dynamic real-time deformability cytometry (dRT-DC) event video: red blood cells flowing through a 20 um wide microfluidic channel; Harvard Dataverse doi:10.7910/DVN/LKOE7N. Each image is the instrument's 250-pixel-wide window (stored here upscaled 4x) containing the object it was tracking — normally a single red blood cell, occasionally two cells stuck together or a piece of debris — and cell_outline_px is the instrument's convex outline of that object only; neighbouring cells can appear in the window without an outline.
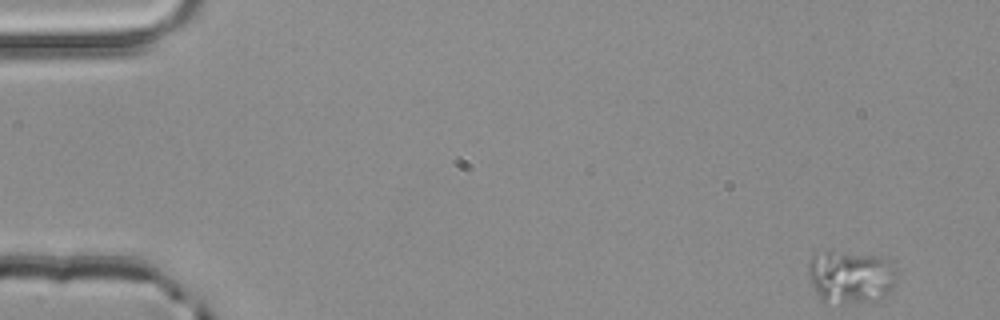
{"species": "common noctule bat (a hibernating species)", "species_latin": "Nyctalus noctula", "temperature_condition": "room temperature", "stored_images_in_passage": 4, "camera_frame_rate_fps": 3000, "um_per_image_px": 0.085, "animal": {"sex": "male", "body_mass_g": 20.4}, "frame": {"image": 1, "passage_image": 1, "time_ms": 0.0, "image_size_px": [1000, 320], "cell_outline_px": [[896, 276], [892, 288], [884, 296], [876, 300], [840, 304], [820, 300], [812, 284], [808, 272], [808, 264], [812, 256], [828, 252], [840, 252], [884, 256], [896, 272]], "centroid_in_image_um": [72.3, 23.54], "position_along_channel_um": 12.7, "area_um2": 26.99}}
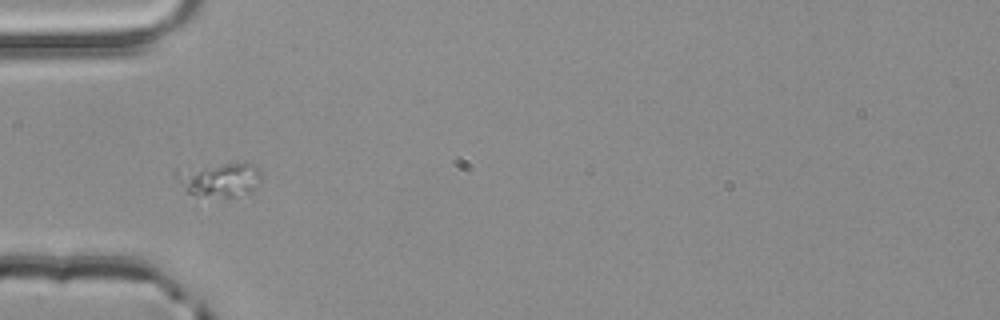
{"frame": {"image": 2, "passage_image": 4, "time_ms": 1.0, "image_size_px": [1000, 320], "cell_outline_px": [[260, 180], [252, 192], [236, 196], [196, 196], [188, 192], [184, 188], [176, 176], [176, 168], [224, 164], [252, 164], [260, 172]], "centroid_in_image_um": [18.63, 15.26], "position_along_channel_um": 66.4, "area_um2": 16.59}}